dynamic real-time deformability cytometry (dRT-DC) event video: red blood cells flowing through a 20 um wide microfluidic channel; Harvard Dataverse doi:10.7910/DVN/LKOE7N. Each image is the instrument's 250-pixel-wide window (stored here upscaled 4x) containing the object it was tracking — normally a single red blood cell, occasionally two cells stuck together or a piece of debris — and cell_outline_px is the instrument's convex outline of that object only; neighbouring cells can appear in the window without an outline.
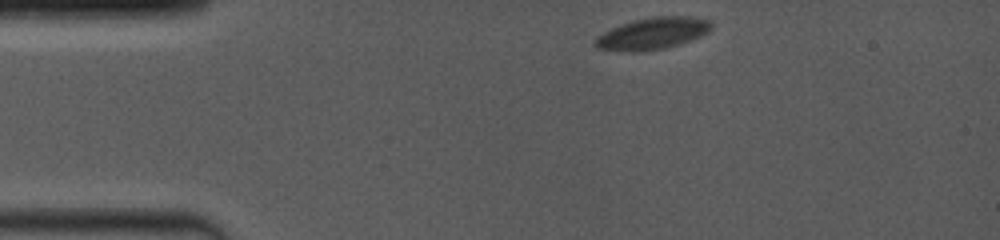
{"species": "common noctule bat (a hibernating species)", "species_latin": "Nyctalus noctula", "temperature_condition": "room temperature", "stored_images_in_passage": 9, "camera_frame_rate_fps": 4000, "um_per_image_px": 0.085, "animal": {"sex": "female", "body_mass_g": 19.0, "forearm_length_mm": 53.3}, "frame": {"image": 1, "passage_image": 1, "time_ms": 0.0, "image_size_px": [1000, 240], "cell_outline_px": [[712, 28], [708, 32], [700, 36], [680, 44], [664, 48], [636, 52], [628, 52], [596, 48], [592, 44], [596, 36], [612, 28], [632, 20], [656, 16], [688, 16], [712, 20]], "centroid_in_image_um": [55.46, 2.84], "position_along_channel_um": 29.5, "area_um2": 21.68}}
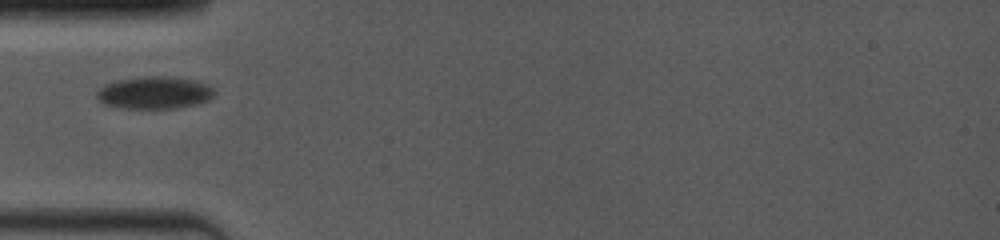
{"frame": {"image": 2, "passage_image": 6, "time_ms": 2.75, "image_size_px": [1000, 240], "cell_outline_px": [[216, 92], [208, 100], [196, 104], [176, 108], [124, 108], [104, 104], [96, 100], [96, 88], [112, 80], [144, 76], [164, 76], [192, 80], [208, 84]], "centroid_in_image_um": [13.05, 7.87], "position_along_channel_um": 72.0, "area_um2": 22.43}}
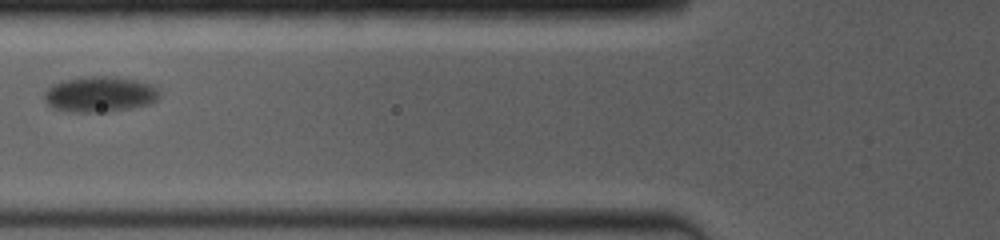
{"frame": {"image": 3, "passage_image": 8, "time_ms": 4.0, "image_size_px": [1000, 240], "cell_outline_px": [[160, 96], [156, 100], [148, 104], [132, 108], [108, 112], [72, 112], [52, 108], [44, 100], [44, 92], [52, 84], [64, 80], [84, 76], [108, 76], [136, 80], [152, 84], [160, 92]], "centroid_in_image_um": [8.47, 8.01], "position_along_channel_um": 117.3, "area_um2": 24.1}}